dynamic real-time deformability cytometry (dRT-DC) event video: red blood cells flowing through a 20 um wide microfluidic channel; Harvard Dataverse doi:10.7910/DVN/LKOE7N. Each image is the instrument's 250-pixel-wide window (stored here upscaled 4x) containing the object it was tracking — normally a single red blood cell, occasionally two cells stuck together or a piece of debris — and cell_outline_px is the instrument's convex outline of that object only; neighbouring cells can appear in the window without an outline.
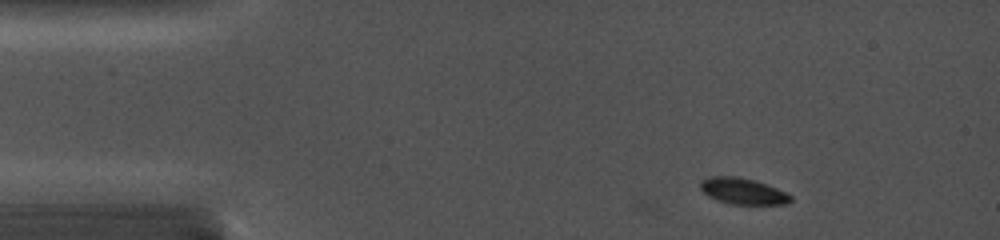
{"species": "common noctule bat (a hibernating species)", "species_latin": "Nyctalus noctula", "temperature_condition": "cold", "stored_images_in_passage": 2, "camera_frame_rate_fps": 5000, "um_per_image_px": 0.085, "animal": {"sex": "female", "body_mass_g": 19.0, "forearm_length_mm": 56.7}, "frame": {"image": 1, "passage_image": 2, "time_ms": 0.2, "image_size_px": [1000, 240], "cell_outline_px": [[792, 200], [788, 204], [732, 204], [716, 200], [708, 196], [700, 188], [700, 180], [708, 176], [740, 176], [776, 188], [792, 196]], "centroid_in_image_um": [63.1, 16.24], "position_along_channel_um": 21.9, "area_um2": 13.76}}